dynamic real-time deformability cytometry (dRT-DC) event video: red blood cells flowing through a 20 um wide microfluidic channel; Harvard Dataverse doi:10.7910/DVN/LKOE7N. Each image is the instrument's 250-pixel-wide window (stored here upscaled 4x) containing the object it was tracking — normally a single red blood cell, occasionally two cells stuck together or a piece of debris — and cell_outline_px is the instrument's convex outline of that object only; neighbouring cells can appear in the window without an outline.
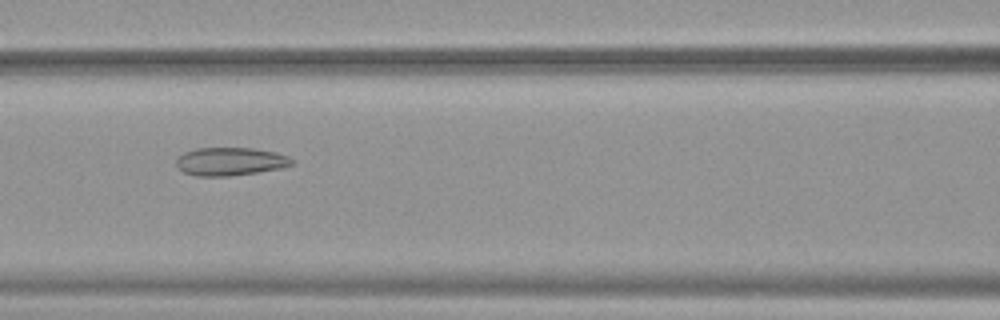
{"species": "common noctule bat (a hibernating species)", "species_latin": "Nyctalus noctula", "temperature_condition": "warm", "stored_images_in_passage": 52, "camera_frame_rate_fps": 3000, "um_per_image_px": 0.085, "animal": {"sex": "female", "body_mass_g": 19.9}, "frame": {"image": 1, "passage_image": 23, "time_ms": 7.333, "image_size_px": [1000, 320], "cell_outline_px": [[296, 164], [280, 168], [256, 172], [228, 176], [196, 176], [184, 172], [176, 164], [176, 156], [184, 152], [196, 148], [252, 148], [276, 152], [288, 156], [296, 160]], "centroid_in_image_um": [19.59, 13.72], "position_along_channel_um": 147.0, "area_um2": 19.07}}
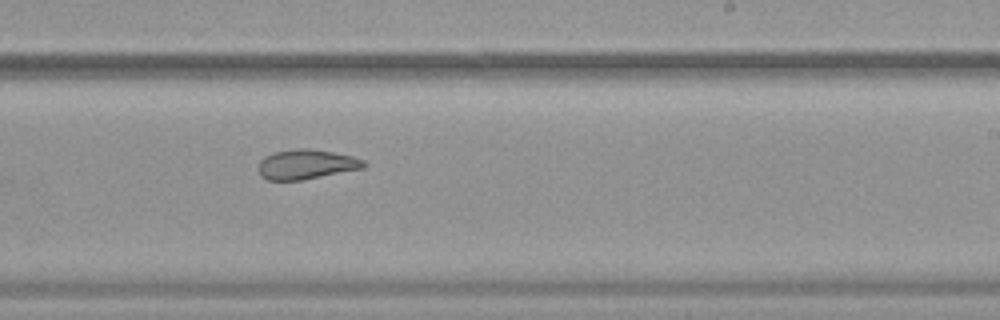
{"frame": {"image": 2, "passage_image": 32, "time_ms": 10.333, "image_size_px": [1000, 320], "cell_outline_px": [[368, 164], [364, 168], [300, 180], [268, 180], [260, 176], [256, 168], [260, 160], [264, 156], [272, 152], [296, 148], [308, 148], [332, 152], [352, 156], [364, 160]], "centroid_in_image_um": [25.99, 13.96], "position_along_channel_um": 263.0, "area_um2": 18.44}}
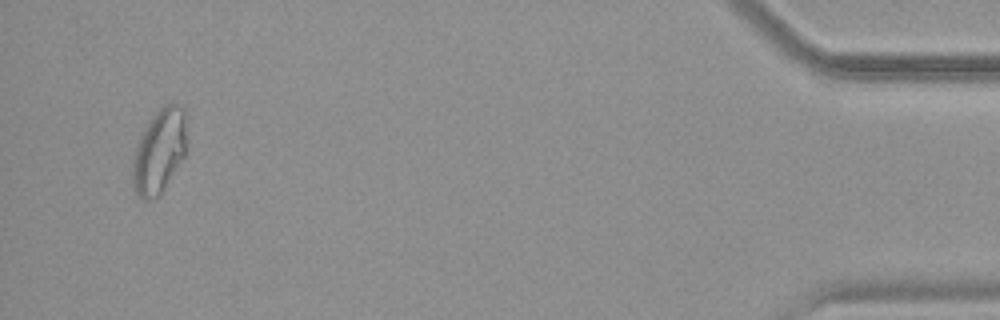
{"frame": {"image": 3, "passage_image": 50, "time_ms": 16.333, "image_size_px": [1000, 320], "cell_outline_px": [[184, 156], [164, 188], [152, 200], [144, 200], [136, 192], [132, 184], [132, 160], [140, 132], [148, 120], [164, 104], [172, 100], [180, 104], [184, 108]], "centroid_in_image_um": [13.49, 12.8], "position_along_channel_um": 421.7, "area_um2": 26.47}, "authors_computed_cell_mechanics": {"area_um2": 23.6402, "velocity_mm_per_s": 3.8865, "shape_relaxation_time_tau1_ms": null, "shape_relaxation_time_tau2_ms": 2.718, "deformation_change_tau1": null, "deformation_change_tau2": 0.0986}}